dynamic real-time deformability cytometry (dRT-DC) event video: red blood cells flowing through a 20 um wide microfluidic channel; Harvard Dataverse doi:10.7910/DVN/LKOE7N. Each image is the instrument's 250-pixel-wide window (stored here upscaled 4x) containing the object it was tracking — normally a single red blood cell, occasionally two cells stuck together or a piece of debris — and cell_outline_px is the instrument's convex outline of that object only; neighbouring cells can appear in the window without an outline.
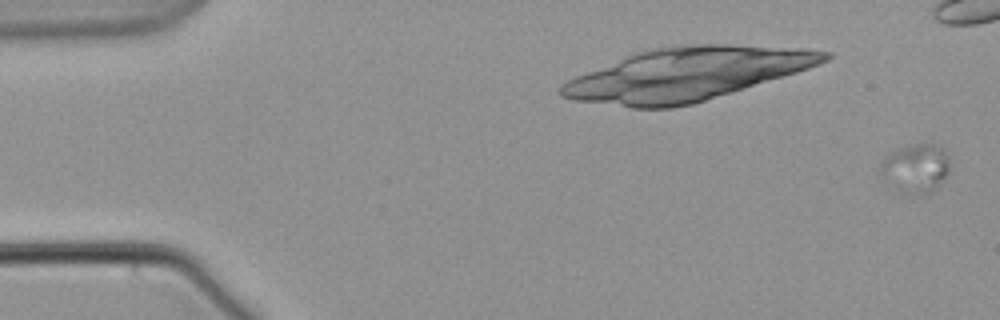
{"species": "common noctule bat (a hibernating species)", "species_latin": "Nyctalus noctula", "temperature_condition": "warm", "stored_images_in_passage": 53, "camera_frame_rate_fps": 3000, "um_per_image_px": 0.085, "animal": {"sex": "male", "body_mass_g": 21.5, "forearm_length_mm": 52.0}, "frame": {"image": 1, "passage_image": 1, "time_ms": 0.0, "image_size_px": [1000, 320], "cell_outline_px": [[948, 172], [944, 180], [928, 196], [908, 196], [880, 172], [880, 164], [896, 148], [916, 144], [940, 144], [944, 148], [948, 156]], "centroid_in_image_um": [77.91, 14.31], "position_along_channel_um": 7.1, "area_um2": 19.65}}
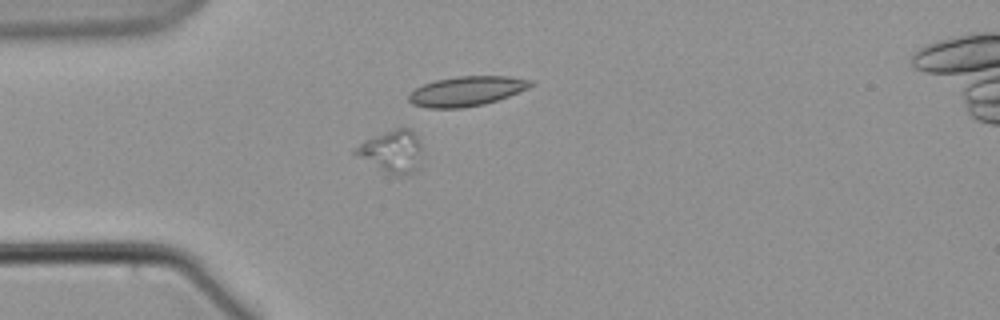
{"frame": {"image": 2, "passage_image": 19, "time_ms": 6.0, "image_size_px": [1000, 320], "cell_outline_px": [[424, 148], [420, 172], [408, 176], [392, 176], [352, 152], [352, 148], [364, 140], [396, 128], [408, 128], [420, 140]], "centroid_in_image_um": [33.42, 12.93], "position_along_channel_um": 51.6, "area_um2": 17.11}}
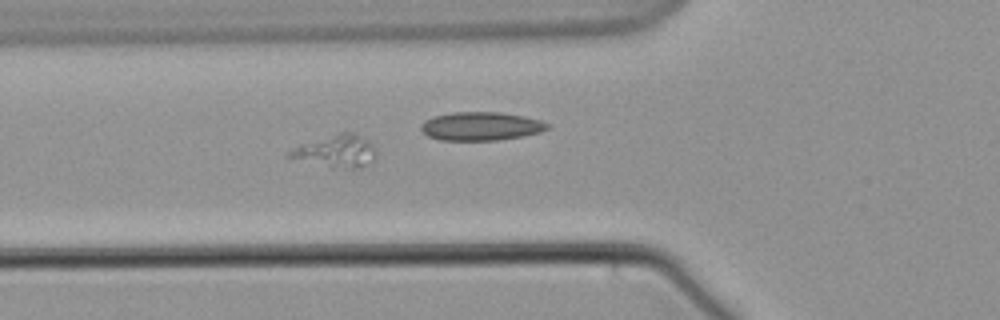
{"frame": {"image": 3, "passage_image": 24, "time_ms": 7.667, "image_size_px": [1000, 320], "cell_outline_px": [[376, 152], [372, 160], [360, 168], [332, 168], [284, 156], [288, 152], [300, 144], [340, 132], [352, 132], [360, 136], [372, 144]], "centroid_in_image_um": [28.54, 12.85], "position_along_channel_um": 97.3, "area_um2": 16.13}}